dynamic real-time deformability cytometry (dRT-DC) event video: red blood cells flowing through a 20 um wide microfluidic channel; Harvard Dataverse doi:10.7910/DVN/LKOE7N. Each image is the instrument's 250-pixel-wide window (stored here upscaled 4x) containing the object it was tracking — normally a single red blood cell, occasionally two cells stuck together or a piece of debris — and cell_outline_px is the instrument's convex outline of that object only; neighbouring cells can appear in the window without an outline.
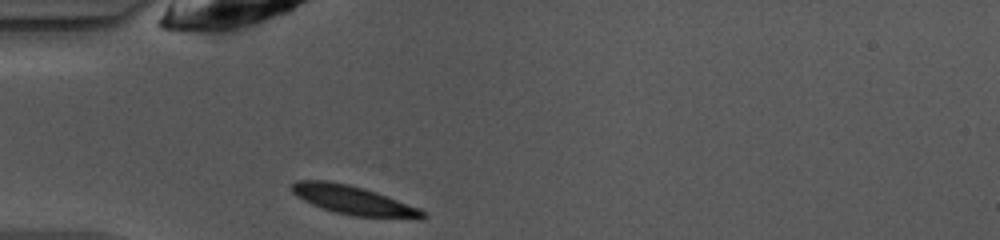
{"species": "common noctule bat (a hibernating species)", "species_latin": "Nyctalus noctula", "temperature_condition": "warm", "stored_images_in_passage": 7, "camera_frame_rate_fps": 3000, "um_per_image_px": 0.085, "animal": {"sex": "female", "body_mass_g": 10.0, "forearm_length_mm": 53.1}, "frame": {"image": 1, "passage_image": 1, "time_ms": 0.0, "image_size_px": [1000, 240], "cell_outline_px": [[428, 216], [420, 220], [416, 220], [352, 216], [336, 212], [312, 204], [296, 196], [292, 192], [292, 184], [296, 180], [328, 180], [348, 184], [364, 188], [376, 192], [420, 208]], "centroid_in_image_um": [30.12, 17.04], "position_along_channel_um": 54.9, "area_um2": 22.31}}
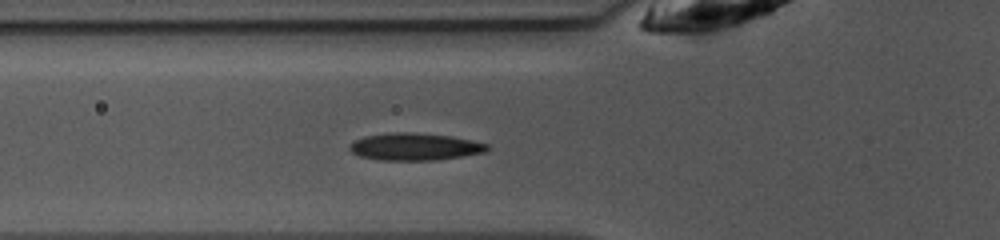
{"frame": {"image": 2, "passage_image": 4, "time_ms": 1.0, "image_size_px": [1000, 240], "cell_outline_px": [[488, 152], [436, 160], [380, 160], [360, 156], [352, 152], [348, 148], [348, 144], [364, 136], [396, 132], [412, 132], [452, 136], [488, 144]], "centroid_in_image_um": [35.25, 12.47], "position_along_channel_um": 90.5, "area_um2": 21.85}}